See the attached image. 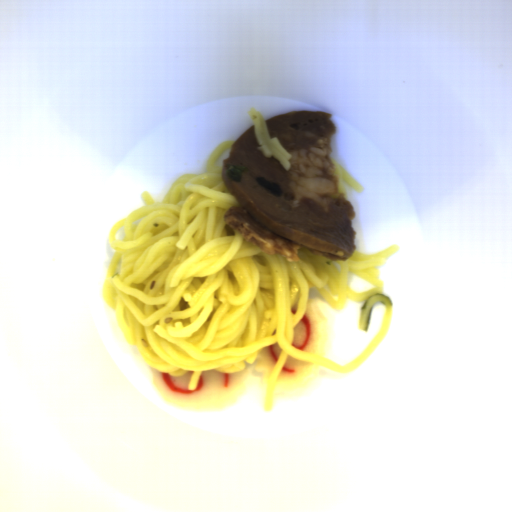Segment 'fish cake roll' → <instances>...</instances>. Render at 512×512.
Segmentation results:
<instances>
[{
	"label": "fish cake roll",
	"instance_id": "1",
	"mask_svg": "<svg viewBox=\"0 0 512 512\" xmlns=\"http://www.w3.org/2000/svg\"><path fill=\"white\" fill-rule=\"evenodd\" d=\"M194 371L182 376L161 373L151 367L150 380L160 397L183 410L223 409L242 396L249 384L248 366L241 372L202 371L194 390L188 389Z\"/></svg>",
	"mask_w": 512,
	"mask_h": 512
},
{
	"label": "fish cake roll",
	"instance_id": "2",
	"mask_svg": "<svg viewBox=\"0 0 512 512\" xmlns=\"http://www.w3.org/2000/svg\"><path fill=\"white\" fill-rule=\"evenodd\" d=\"M293 330L291 346L325 357L329 323L324 307L318 299L309 297L305 313Z\"/></svg>",
	"mask_w": 512,
	"mask_h": 512
},
{
	"label": "fish cake roll",
	"instance_id": "3",
	"mask_svg": "<svg viewBox=\"0 0 512 512\" xmlns=\"http://www.w3.org/2000/svg\"><path fill=\"white\" fill-rule=\"evenodd\" d=\"M319 366L309 363L305 360H297L292 356H288L285 361L275 386H293L302 383L309 377Z\"/></svg>",
	"mask_w": 512,
	"mask_h": 512
},
{
	"label": "fish cake roll",
	"instance_id": "4",
	"mask_svg": "<svg viewBox=\"0 0 512 512\" xmlns=\"http://www.w3.org/2000/svg\"><path fill=\"white\" fill-rule=\"evenodd\" d=\"M282 351L277 342L263 347L253 363L255 373H259L265 381L269 379Z\"/></svg>",
	"mask_w": 512,
	"mask_h": 512
}]
</instances>
